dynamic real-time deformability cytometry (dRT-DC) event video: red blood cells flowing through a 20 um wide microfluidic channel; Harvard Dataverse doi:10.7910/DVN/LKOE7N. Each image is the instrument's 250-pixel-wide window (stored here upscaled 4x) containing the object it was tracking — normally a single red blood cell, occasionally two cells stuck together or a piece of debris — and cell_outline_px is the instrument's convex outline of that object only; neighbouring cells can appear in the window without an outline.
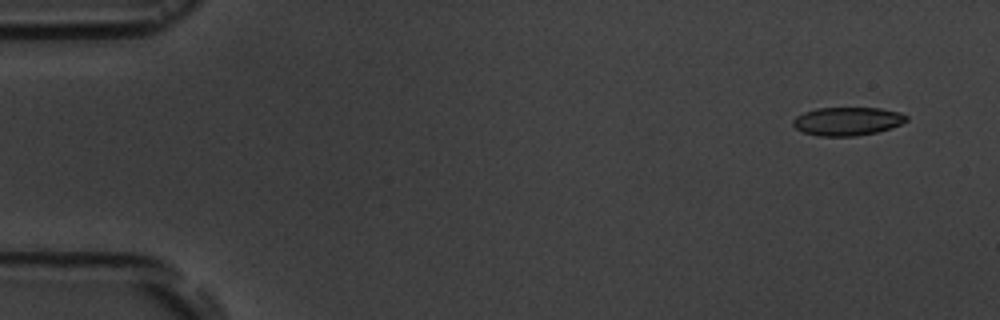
{"species": "common noctule bat (a hibernating species)", "species_latin": "Nyctalus noctula", "temperature_condition": "room temperature", "stored_images_in_passage": 6, "segment_of_instrument_passage": [2, 2], "camera_frame_rate_fps": 3000, "um_per_image_px": 0.085, "animal": {"sex": "male", "body_mass_g": 19.5, "forearm_length_mm": 54.6}, "frame": {"image": 1, "passage_image": 6, "time_ms": 6.667, "image_size_px": [1000, 320], "cell_outline_px": [[908, 120], [892, 128], [876, 132], [856, 136], [816, 136], [804, 132], [796, 128], [792, 124], [792, 120], [796, 116], [804, 112], [816, 108], [880, 108], [900, 112], [908, 116]], "centroid_in_image_um": [72.03, 10.3], "position_along_channel_um": 13.0, "area_um2": 18.84}}